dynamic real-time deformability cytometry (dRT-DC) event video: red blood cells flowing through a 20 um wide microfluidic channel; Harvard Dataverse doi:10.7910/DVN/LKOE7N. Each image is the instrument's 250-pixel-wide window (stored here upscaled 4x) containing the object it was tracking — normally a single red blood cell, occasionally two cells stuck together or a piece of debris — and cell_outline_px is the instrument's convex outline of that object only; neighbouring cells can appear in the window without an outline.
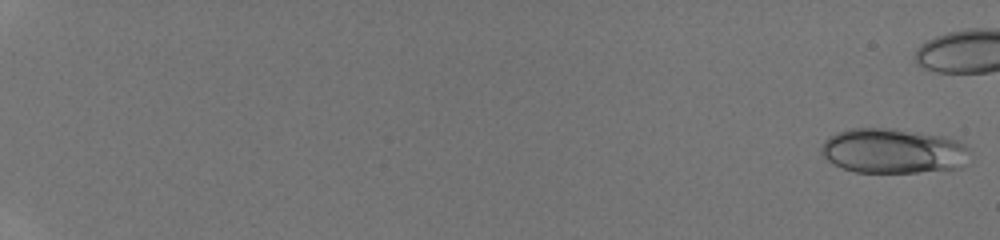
{"species": "human", "species_latin": "Homo sapiens", "temperature_condition": "room temperature", "stored_images_in_passage": 43, "camera_frame_rate_fps": 3000, "um_per_image_px": 0.085, "donor": {"sex": "male"}, "frame": {"image": 1, "passage_image": 1, "time_ms": 0.0, "image_size_px": [1000, 240], "cell_outline_px": [[972, 156], [968, 164], [964, 168], [916, 172], [856, 172], [832, 164], [820, 152], [820, 148], [824, 140], [828, 136], [836, 132], [848, 128], [892, 128], [940, 136], [956, 140], [964, 144], [972, 152]], "centroid_in_image_um": [75.95, 12.84], "position_along_channel_um": 9.1, "area_um2": 39.42}}
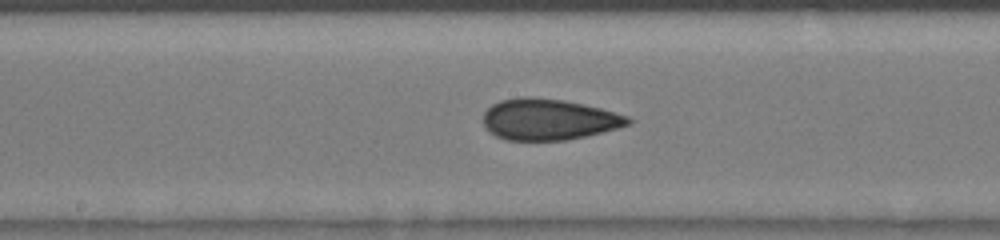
{"frame": {"image": 2, "passage_image": 28, "time_ms": 9.0, "image_size_px": [1000, 240], "cell_outline_px": [[632, 124], [584, 136], [564, 140], [504, 140], [488, 132], [484, 128], [484, 112], [492, 104], [500, 100], [520, 96], [532, 96], [564, 100], [584, 104], [600, 108], [628, 116], [632, 120]], "centroid_in_image_um": [46.59, 10.14], "position_along_channel_um": 201.6, "area_um2": 34.85}}
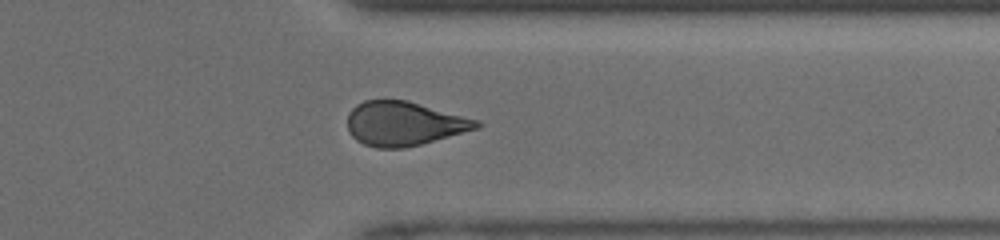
{"frame": {"image": 3, "passage_image": 39, "time_ms": 12.667, "image_size_px": [1000, 240], "cell_outline_px": [[484, 124], [480, 128], [420, 144], [404, 148], [376, 148], [364, 144], [356, 140], [348, 132], [348, 112], [356, 104], [364, 100], [408, 100], [480, 120]], "centroid_in_image_um": [34.36, 10.5], "position_along_channel_um": 377.0, "area_um2": 33.47}}